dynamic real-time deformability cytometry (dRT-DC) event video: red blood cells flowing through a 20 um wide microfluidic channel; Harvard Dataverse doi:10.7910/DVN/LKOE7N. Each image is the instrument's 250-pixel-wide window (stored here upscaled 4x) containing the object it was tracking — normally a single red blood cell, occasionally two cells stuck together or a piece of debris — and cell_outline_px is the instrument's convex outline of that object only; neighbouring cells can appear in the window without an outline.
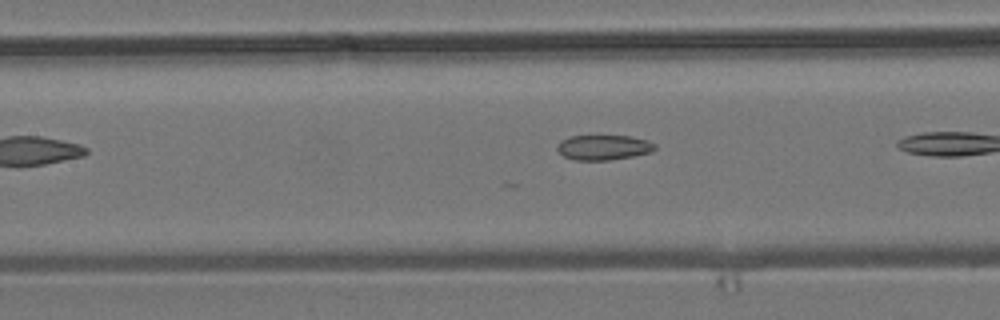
{"species": "common noctule bat (a hibernating species)", "species_latin": "Nyctalus noctula", "temperature_condition": "room temperature", "stored_images_in_passage": 6, "camera_frame_rate_fps": 3000, "um_per_image_px": 0.085, "animal": {"sex": "male", "body_mass_g": 19.2, "forearm_length_mm": 51.8}, "frame": {"image": 1, "passage_image": 5, "time_ms": 1.333, "image_size_px": [1000, 320], "cell_outline_px": [[656, 148], [652, 152], [632, 156], [608, 160], [572, 160], [564, 156], [556, 148], [556, 144], [560, 140], [572, 136], [628, 136], [648, 140], [656, 144]], "centroid_in_image_um": [51.29, 12.53], "position_along_channel_um": 156.1, "area_um2": 14.28}}